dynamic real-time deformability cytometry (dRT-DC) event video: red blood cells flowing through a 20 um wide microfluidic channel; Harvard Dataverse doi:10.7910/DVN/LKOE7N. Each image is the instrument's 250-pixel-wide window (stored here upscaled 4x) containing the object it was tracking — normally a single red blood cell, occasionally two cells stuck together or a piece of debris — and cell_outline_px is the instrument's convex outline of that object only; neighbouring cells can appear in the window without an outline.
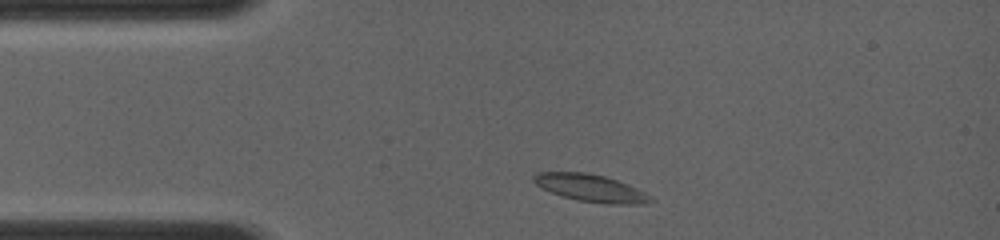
{"species": "common noctule bat (a hibernating species)", "species_latin": "Nyctalus noctula", "temperature_condition": "room temperature", "stored_images_in_passage": 10, "camera_frame_rate_fps": 4000, "um_per_image_px": 0.085, "animal": {"sex": "female", "body_mass_g": 19.0, "forearm_length_mm": 56.7}, "frame": {"image": 1, "passage_image": 2, "time_ms": 0.5, "image_size_px": [1000, 240], "cell_outline_px": [[652, 200], [644, 204], [604, 204], [576, 200], [552, 192], [536, 184], [532, 180], [532, 176], [536, 172], [584, 172], [604, 176], [628, 184], [652, 196]], "centroid_in_image_um": [50.21, 15.98], "position_along_channel_um": 34.8, "area_um2": 18.5}}
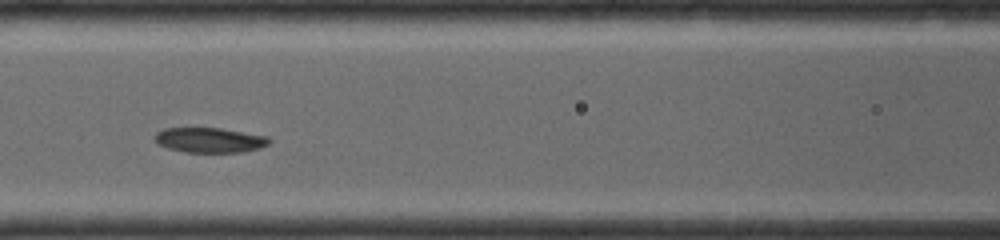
{"frame": {"image": 2, "passage_image": 7, "time_ms": 3.75, "image_size_px": [1000, 240], "cell_outline_px": [[272, 140], [268, 144], [260, 148], [244, 152], [184, 152], [168, 148], [160, 144], [152, 136], [156, 132], [164, 128], [220, 128], [268, 136]], "centroid_in_image_um": [17.84, 11.9], "position_along_channel_um": 148.8, "area_um2": 16.7}}
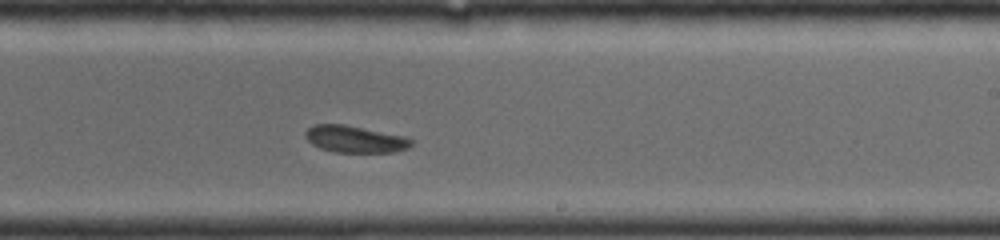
{"frame": {"image": 3, "passage_image": 10, "time_ms": 6.25, "image_size_px": [1000, 240], "cell_outline_px": [[412, 144], [408, 148], [392, 152], [332, 152], [320, 148], [312, 144], [304, 136], [304, 132], [308, 128], [316, 124], [344, 124], [404, 136], [412, 140]], "centroid_in_image_um": [30.13, 11.83], "position_along_channel_um": 258.9, "area_um2": 16.53}}